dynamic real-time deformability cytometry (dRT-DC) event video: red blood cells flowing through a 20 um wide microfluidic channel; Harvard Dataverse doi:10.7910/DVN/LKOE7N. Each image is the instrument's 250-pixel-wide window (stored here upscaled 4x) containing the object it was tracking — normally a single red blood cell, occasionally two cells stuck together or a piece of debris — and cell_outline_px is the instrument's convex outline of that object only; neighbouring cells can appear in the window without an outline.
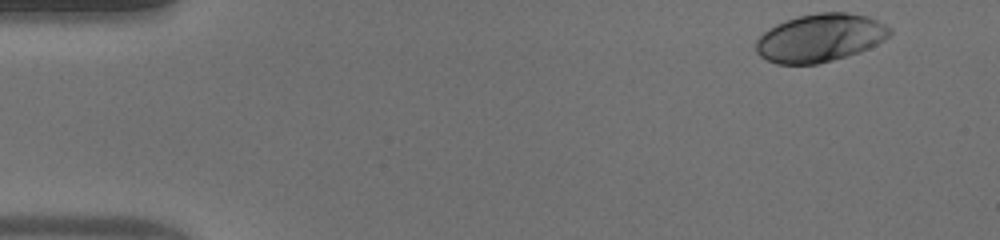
{"species": "human", "species_latin": "Homo sapiens", "temperature_condition": "warm", "stored_images_in_passage": 43, "camera_frame_rate_fps": 3000, "um_per_image_px": 0.085, "donor": {"sex": "male"}, "frame": {"image": 1, "passage_image": 1, "time_ms": 0.0, "image_size_px": [1000, 240], "cell_outline_px": [[892, 32], [884, 40], [860, 52], [832, 60], [816, 64], [776, 64], [760, 56], [756, 52], [756, 40], [764, 32], [776, 24], [796, 16], [820, 12], [848, 12], [868, 16], [892, 28]], "centroid_in_image_um": [69.71, 3.21], "position_along_channel_um": 15.3, "area_um2": 37.45}}
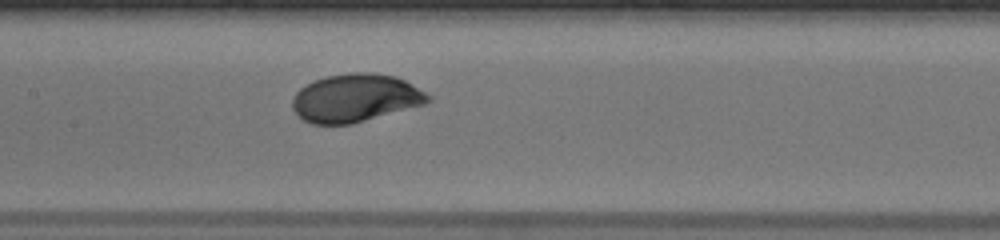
{"frame": {"image": 2, "passage_image": 23, "time_ms": 7.333, "image_size_px": [1000, 240], "cell_outline_px": [[432, 100], [424, 104], [352, 124], [312, 124], [304, 120], [292, 108], [292, 100], [296, 92], [300, 88], [324, 76], [352, 72], [368, 72], [396, 76], [404, 80], [432, 96]], "centroid_in_image_um": [30.21, 8.32], "position_along_channel_um": 177.2, "area_um2": 37.8}}
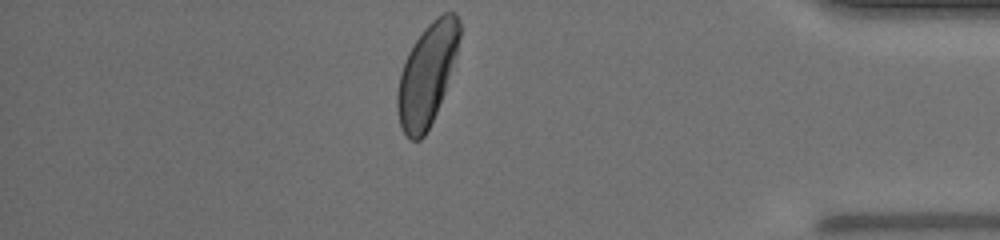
{"frame": {"image": 3, "passage_image": 43, "time_ms": 14.0, "image_size_px": [1000, 240], "cell_outline_px": [[460, 36], [456, 56], [444, 92], [436, 112], [424, 136], [420, 140], [412, 140], [404, 132], [400, 124], [396, 104], [396, 96], [400, 76], [408, 52], [424, 28], [436, 16], [444, 12], [456, 12], [460, 20]], "centroid_in_image_um": [36.31, 6.29], "position_along_channel_um": 398.9, "area_um2": 36.3}, "authors_computed_cell_mechanics": {"area_um2": 37.1076, "velocity_mm_per_s": 3.8366, "shape_relaxation_time_tau1_ms": 2.1844, "shape_relaxation_time_tau2_ms": null, "deformation_change_tau1": 0.1544, "deformation_change_tau2": null}}